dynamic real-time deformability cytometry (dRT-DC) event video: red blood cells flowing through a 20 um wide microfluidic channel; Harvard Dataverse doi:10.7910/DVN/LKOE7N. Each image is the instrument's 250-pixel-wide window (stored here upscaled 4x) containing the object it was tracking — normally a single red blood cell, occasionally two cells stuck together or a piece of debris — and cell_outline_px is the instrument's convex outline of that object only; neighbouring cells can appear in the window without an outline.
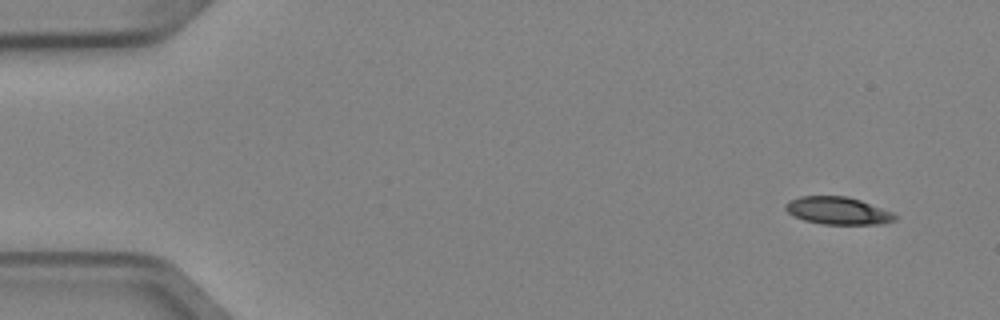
{"species": "Egyptian fruit bat (a non-hibernating species)", "species_latin": "Rousettus aegyptiacus", "temperature_condition": "cold", "stored_images_in_passage": 6, "camera_frame_rate_fps": 3000, "um_per_image_px": 0.085, "animal": {"sex": "female"}, "frame": {"image": 1, "passage_image": 1, "time_ms": 0.0, "image_size_px": [1000, 320], "cell_outline_px": [[896, 220], [880, 224], [824, 224], [804, 220], [788, 212], [784, 208], [784, 204], [788, 200], [800, 196], [848, 196], [860, 200], [892, 212], [896, 216]], "centroid_in_image_um": [71.19, 17.9], "position_along_channel_um": 13.8, "area_um2": 17.46}}
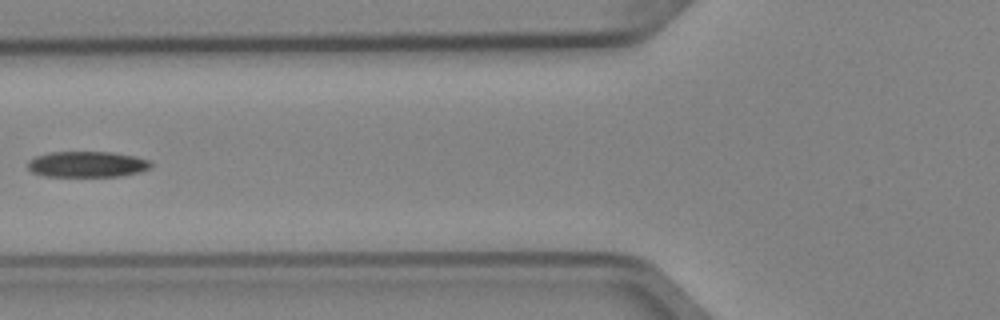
{"frame": {"image": 2, "passage_image": 5, "time_ms": 1.333, "image_size_px": [1000, 320], "cell_outline_px": [[152, 164], [148, 168], [140, 172], [120, 176], [44, 176], [32, 172], [28, 168], [28, 160], [36, 156], [48, 152], [112, 152], [136, 156], [148, 160]], "centroid_in_image_um": [7.38, 13.96], "position_along_channel_um": 118.4, "area_um2": 18.55}}
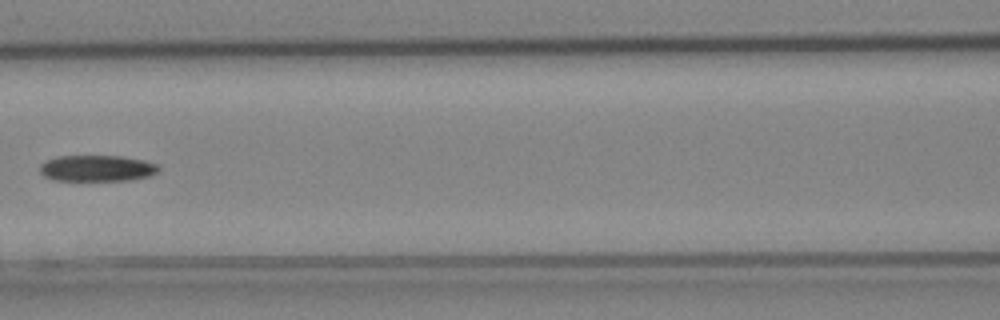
{"frame": {"image": 3, "passage_image": 6, "time_ms": 1.667, "image_size_px": [1000, 320], "cell_outline_px": [[160, 168], [156, 172], [148, 176], [128, 180], [56, 180], [44, 176], [40, 172], [40, 164], [44, 160], [56, 156], [120, 156], [144, 160], [160, 164]], "centroid_in_image_um": [8.23, 14.29], "position_along_channel_um": 158.4, "area_um2": 18.15}}